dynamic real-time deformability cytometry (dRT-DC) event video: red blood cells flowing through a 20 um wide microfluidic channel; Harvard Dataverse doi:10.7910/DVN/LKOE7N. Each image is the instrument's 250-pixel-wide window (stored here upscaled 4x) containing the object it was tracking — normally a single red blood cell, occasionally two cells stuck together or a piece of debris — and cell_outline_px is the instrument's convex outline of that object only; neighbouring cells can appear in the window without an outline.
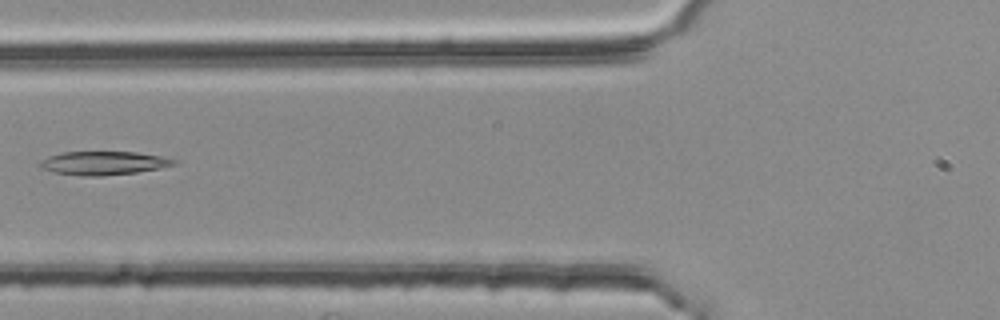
{"species": "common noctule bat (a hibernating species)", "species_latin": "Nyctalus noctula", "temperature_condition": "room temperature", "stored_images_in_passage": 6, "segment_of_instrument_passage": [2, 2], "camera_frame_rate_fps": 3000, "um_per_image_px": 0.085, "animal": {"sex": "female", "body_mass_g": 25.1}, "frame": {"image": 1, "passage_image": 6, "time_ms": 1.667, "image_size_px": [1000, 320], "cell_outline_px": [[180, 160], [176, 164], [160, 168], [136, 172], [100, 176], [84, 176], [52, 172], [40, 168], [36, 164], [40, 160], [48, 156], [64, 152], [136, 152], [160, 156]], "centroid_in_image_um": [8.76, 13.86], "position_along_channel_um": 117.0, "area_um2": 18.5}}